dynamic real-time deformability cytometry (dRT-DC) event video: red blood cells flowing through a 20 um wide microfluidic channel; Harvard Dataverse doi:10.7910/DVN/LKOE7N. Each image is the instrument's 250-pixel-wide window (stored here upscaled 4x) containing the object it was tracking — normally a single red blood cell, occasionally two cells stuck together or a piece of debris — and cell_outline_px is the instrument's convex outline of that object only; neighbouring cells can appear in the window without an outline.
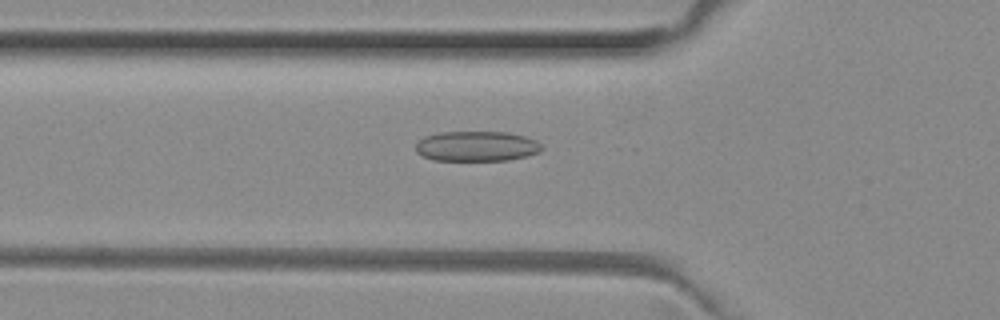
{"species": "common noctule bat (a hibernating species)", "species_latin": "Nyctalus noctula", "temperature_condition": "room temperature", "stored_images_in_passage": 52, "camera_frame_rate_fps": 3000, "um_per_image_px": 0.085, "animal": {"sex": "female", "body_mass_g": 29.2, "forearm_length_mm": 56.3}, "frame": {"image": 1, "passage_image": 18, "time_ms": 5.667, "image_size_px": [1000, 320], "cell_outline_px": [[544, 148], [540, 152], [508, 160], [432, 160], [416, 152], [416, 144], [424, 136], [440, 132], [508, 132], [524, 136], [536, 140]], "centroid_in_image_um": [40.52, 12.42], "position_along_channel_um": 85.3, "area_um2": 22.08}}
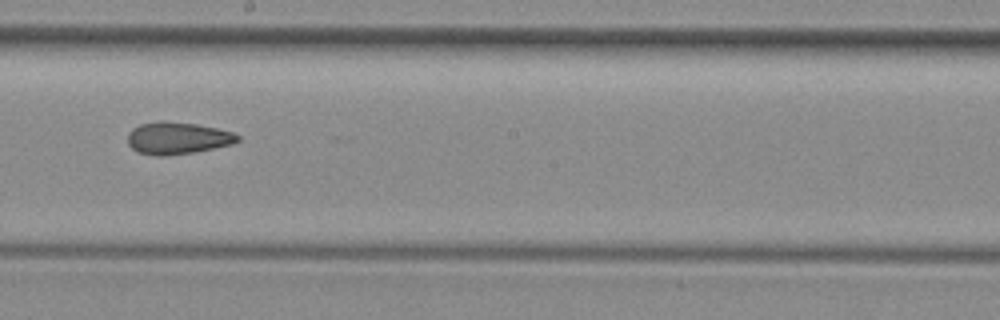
{"frame": {"image": 2, "passage_image": 29, "time_ms": 9.333, "image_size_px": [1000, 320], "cell_outline_px": [[240, 140], [232, 144], [192, 152], [164, 156], [156, 156], [136, 152], [128, 144], [128, 132], [132, 128], [140, 124], [196, 124], [216, 128], [232, 132], [240, 136]], "centroid_in_image_um": [15.09, 11.79], "position_along_channel_um": 233.1, "area_um2": 19.77}}
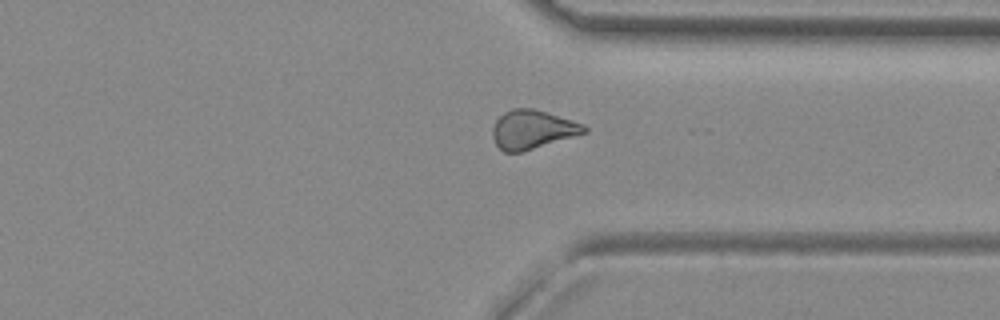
{"frame": {"image": 3, "passage_image": 39, "time_ms": 12.667, "image_size_px": [1000, 320], "cell_outline_px": [[588, 132], [520, 152], [504, 152], [496, 144], [492, 136], [492, 128], [496, 120], [504, 112], [512, 108], [532, 108], [572, 120], [584, 124], [588, 128]], "centroid_in_image_um": [45.25, 11.0], "position_along_channel_um": 366.2, "area_um2": 20.52}, "authors_computed_cell_mechanics": {"area_um2": 21.4149, "velocity_mm_per_s": 4.0171, "shape_relaxation_time_tau1_ms": null, "shape_relaxation_time_tau2_ms": 3.5077, "deformation_change_tau1": null, "deformation_change_tau2": 0.1185}}